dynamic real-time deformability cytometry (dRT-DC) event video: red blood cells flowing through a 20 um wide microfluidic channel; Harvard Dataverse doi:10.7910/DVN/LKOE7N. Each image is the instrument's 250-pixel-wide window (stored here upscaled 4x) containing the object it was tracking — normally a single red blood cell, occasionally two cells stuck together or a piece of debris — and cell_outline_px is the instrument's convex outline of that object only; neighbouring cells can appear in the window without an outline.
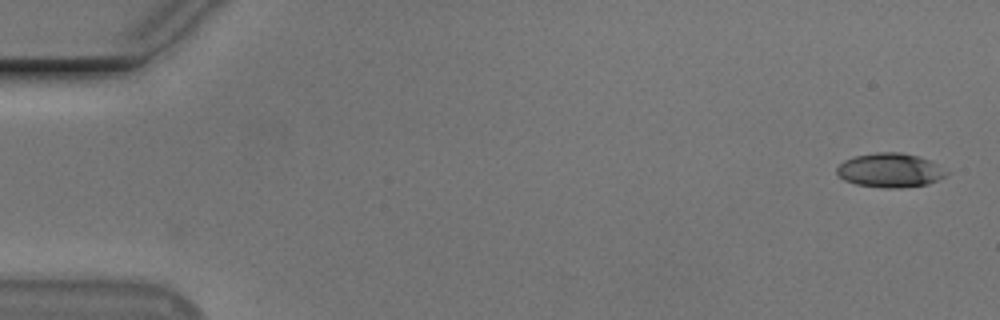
{"species": "Egyptian fruit bat (a non-hibernating species)", "species_latin": "Rousettus aegyptiacus", "temperature_condition": "cold", "stored_images_in_passage": 9, "camera_frame_rate_fps": 3000, "um_per_image_px": 0.085, "animal": {"sex": "male"}, "frame": {"image": 1, "passage_image": 1, "time_ms": 0.0, "image_size_px": [1000, 320], "cell_outline_px": [[948, 172], [944, 176], [928, 184], [900, 188], [888, 188], [856, 184], [844, 180], [836, 172], [836, 168], [844, 160], [856, 156], [876, 152], [900, 152], [920, 156], [936, 164]], "centroid_in_image_um": [75.63, 14.47], "position_along_channel_um": 9.4, "area_um2": 21.62}}